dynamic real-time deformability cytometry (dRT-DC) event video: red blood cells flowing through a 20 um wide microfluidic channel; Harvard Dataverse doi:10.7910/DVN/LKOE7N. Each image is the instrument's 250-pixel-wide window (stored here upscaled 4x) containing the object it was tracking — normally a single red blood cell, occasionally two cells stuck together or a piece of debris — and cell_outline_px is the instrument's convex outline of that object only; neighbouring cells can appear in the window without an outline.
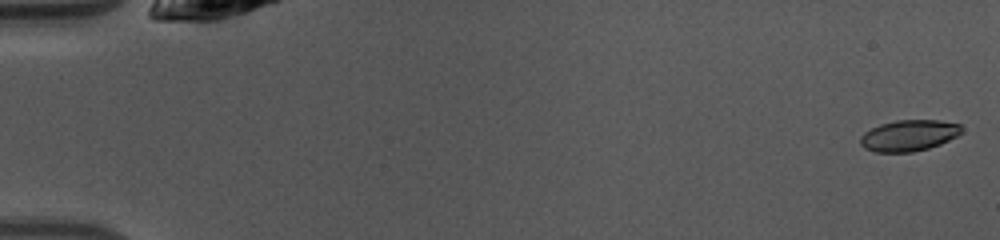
{"species": "common noctule bat (a hibernating species)", "species_latin": "Nyctalus noctula", "temperature_condition": "warm", "stored_images_in_passage": 46, "camera_frame_rate_fps": 3000, "um_per_image_px": 0.085, "animal": {"sex": "female", "body_mass_g": 10.0, "forearm_length_mm": 53.1}, "frame": {"image": 1, "passage_image": 1, "time_ms": 0.0, "image_size_px": [1000, 240], "cell_outline_px": [[960, 132], [956, 136], [940, 144], [928, 148], [912, 152], [876, 152], [864, 148], [860, 144], [860, 136], [864, 132], [880, 124], [896, 120], [936, 120], [960, 124]], "centroid_in_image_um": [77.2, 11.52], "position_along_channel_um": 7.8, "area_um2": 18.21}}
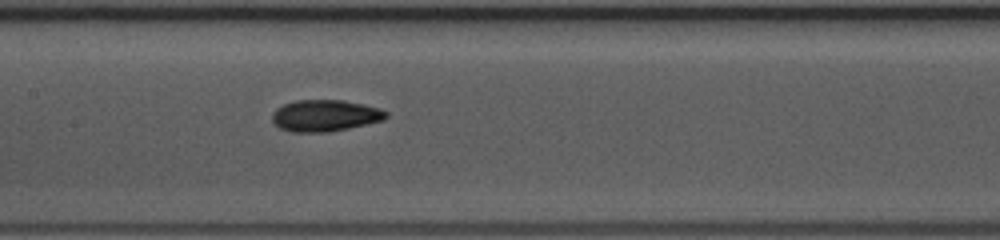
{"frame": {"image": 2, "passage_image": 24, "time_ms": 7.667, "image_size_px": [1000, 240], "cell_outline_px": [[388, 116], [384, 120], [348, 128], [328, 132], [292, 132], [280, 128], [272, 120], [272, 112], [276, 108], [284, 104], [296, 100], [344, 100], [380, 108], [388, 112]], "centroid_in_image_um": [27.63, 9.82], "position_along_channel_um": 179.8, "area_um2": 20.98}}
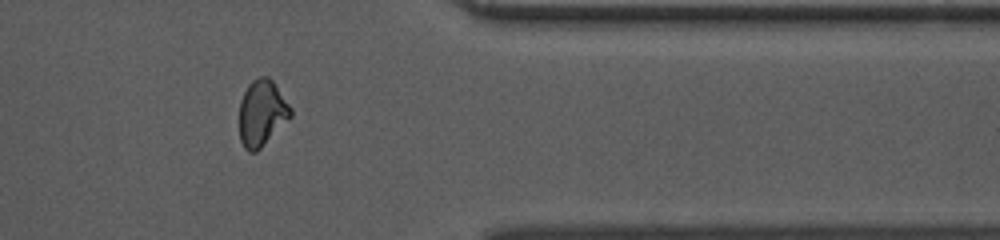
{"frame": {"image": 3, "passage_image": 40, "time_ms": 13.0, "image_size_px": [1000, 240], "cell_outline_px": [[292, 116], [256, 152], [248, 152], [244, 148], [240, 140], [240, 100], [248, 84], [252, 80], [260, 76], [268, 76], [272, 80], [292, 108]], "centroid_in_image_um": [22.26, 9.6], "position_along_channel_um": 389.1, "area_um2": 19.71}}